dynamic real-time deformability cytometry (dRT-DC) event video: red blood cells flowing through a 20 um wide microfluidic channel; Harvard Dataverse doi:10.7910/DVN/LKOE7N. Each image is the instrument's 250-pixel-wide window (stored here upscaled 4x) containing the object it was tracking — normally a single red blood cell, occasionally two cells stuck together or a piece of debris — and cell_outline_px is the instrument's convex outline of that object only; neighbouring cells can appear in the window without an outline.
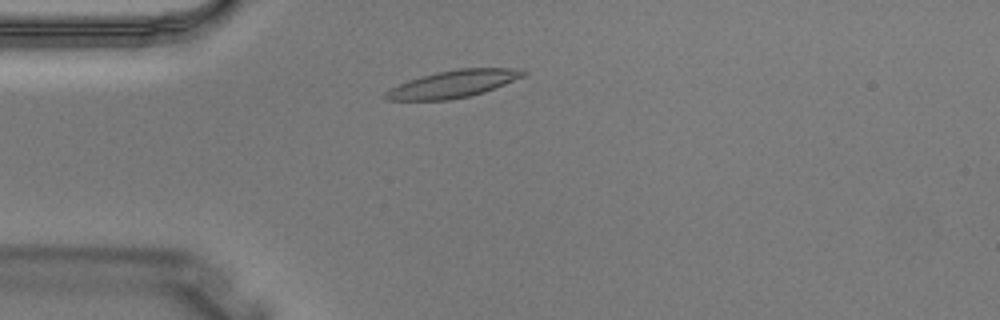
{"species": "Egyptian fruit bat (a non-hibernating species)", "species_latin": "Rousettus aegyptiacus", "temperature_condition": "warm", "stored_images_in_passage": 2, "camera_frame_rate_fps": 3000, "um_per_image_px": 0.085, "animal": {"sex": "male"}, "frame": {"image": 1, "passage_image": 2, "time_ms": 0.333, "image_size_px": [1000, 320], "cell_outline_px": [[528, 72], [524, 76], [484, 92], [468, 96], [448, 100], [384, 100], [380, 96], [384, 92], [408, 80], [420, 76], [436, 72], [460, 68], [520, 68]], "centroid_in_image_um": [38.49, 7.13], "position_along_channel_um": 46.5, "area_um2": 21.91}}